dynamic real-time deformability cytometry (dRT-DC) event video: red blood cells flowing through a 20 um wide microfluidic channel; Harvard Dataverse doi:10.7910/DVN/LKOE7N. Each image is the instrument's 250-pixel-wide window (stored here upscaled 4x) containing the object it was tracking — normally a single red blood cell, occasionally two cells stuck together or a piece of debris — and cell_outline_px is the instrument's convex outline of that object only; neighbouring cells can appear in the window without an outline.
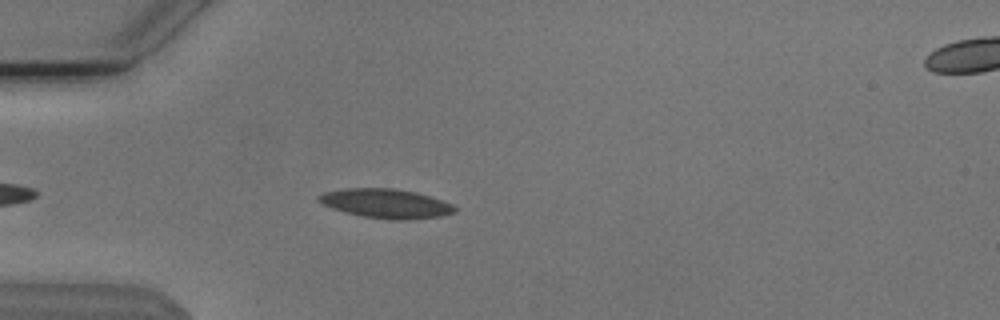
{"species": "Egyptian fruit bat (a non-hibernating species)", "species_latin": "Rousettus aegyptiacus", "temperature_condition": "cold", "stored_images_in_passage": 11, "camera_frame_rate_fps": 3000, "um_per_image_px": 0.085, "animal": {"sex": "male"}, "frame": {"image": 1, "passage_image": 6, "time_ms": 1.667, "image_size_px": [1000, 320], "cell_outline_px": [[456, 212], [440, 216], [408, 220], [392, 220], [360, 216], [344, 212], [332, 208], [316, 200], [316, 196], [324, 192], [344, 188], [392, 188], [416, 192], [452, 204], [456, 208]], "centroid_in_image_um": [32.76, 17.3], "position_along_channel_um": 52.2, "area_um2": 23.24}}